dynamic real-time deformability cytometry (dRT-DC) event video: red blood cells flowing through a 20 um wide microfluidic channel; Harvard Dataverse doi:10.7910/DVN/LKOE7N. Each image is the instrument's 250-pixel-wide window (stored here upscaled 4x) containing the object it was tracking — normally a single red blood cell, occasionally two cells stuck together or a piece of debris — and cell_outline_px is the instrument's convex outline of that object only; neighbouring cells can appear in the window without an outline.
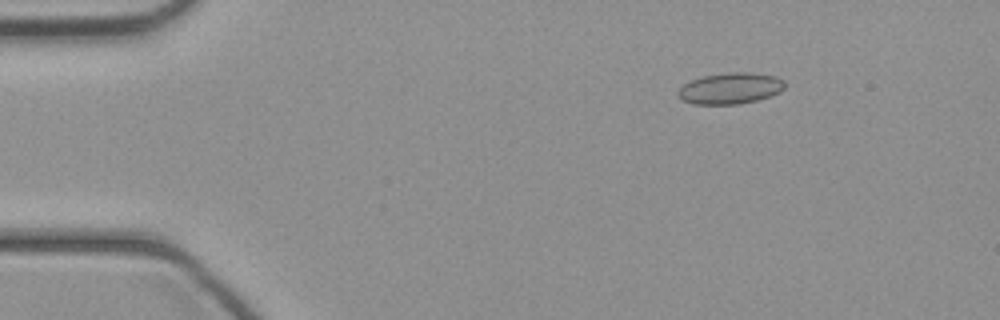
{"species": "common noctule bat (a hibernating species)", "species_latin": "Nyctalus noctula", "temperature_condition": "cold", "stored_images_in_passage": 41, "camera_frame_rate_fps": 3000, "um_per_image_px": 0.085, "animal": {"sex": "female", "body_mass_g": 21.9}, "frame": {"image": 1, "passage_image": 3, "time_ms": 0.667, "image_size_px": [1000, 320], "cell_outline_px": [[784, 88], [780, 92], [772, 96], [756, 100], [736, 104], [692, 104], [676, 96], [676, 92], [684, 84], [692, 80], [704, 76], [732, 72], [752, 72], [776, 76], [784, 80]], "centroid_in_image_um": [62.09, 7.51], "position_along_channel_um": 22.9, "area_um2": 19.42}}
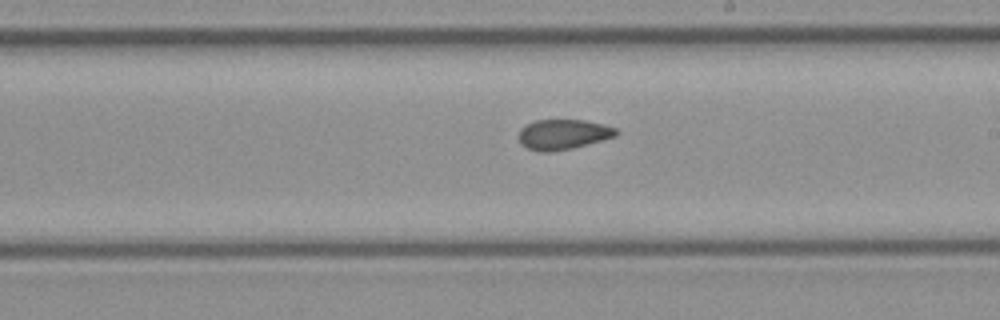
{"frame": {"image": 2, "passage_image": 22, "time_ms": 7.0, "image_size_px": [1000, 320], "cell_outline_px": [[620, 132], [616, 136], [572, 148], [552, 152], [540, 152], [528, 148], [520, 144], [516, 136], [520, 128], [536, 120], [584, 120], [604, 124], [616, 128]], "centroid_in_image_um": [47.83, 11.42], "position_along_channel_um": 241.2, "area_um2": 17.28}}
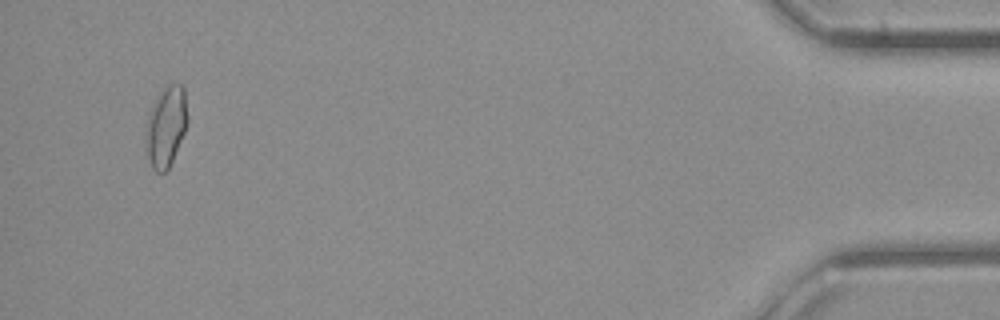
{"frame": {"image": 3, "passage_image": 39, "time_ms": 12.667, "image_size_px": [1000, 320], "cell_outline_px": [[188, 120], [184, 132], [172, 160], [168, 168], [164, 172], [156, 172], [152, 168], [144, 144], [144, 136], [148, 116], [152, 104], [156, 96], [168, 84], [180, 84], [184, 88], [188, 116]], "centroid_in_image_um": [14.09, 10.74], "position_along_channel_um": 421.1, "area_um2": 19.59}}